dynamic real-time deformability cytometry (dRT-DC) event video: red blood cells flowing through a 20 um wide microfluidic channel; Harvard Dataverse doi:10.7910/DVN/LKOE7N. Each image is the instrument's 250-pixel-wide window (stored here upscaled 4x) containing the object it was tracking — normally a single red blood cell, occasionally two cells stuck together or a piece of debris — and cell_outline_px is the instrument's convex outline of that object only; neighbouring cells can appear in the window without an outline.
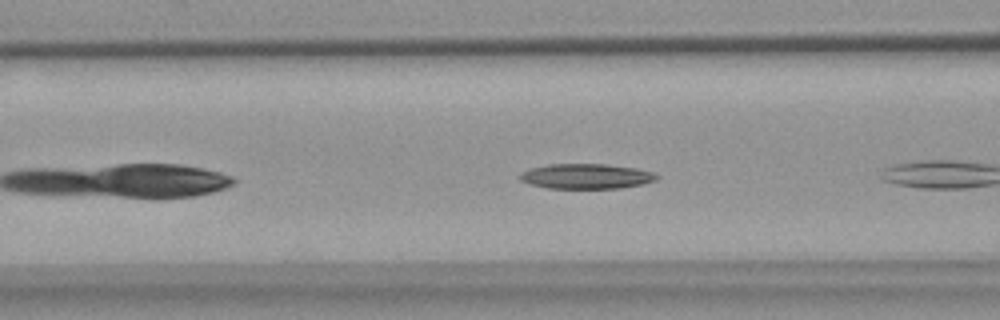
{"species": "common noctule bat (a hibernating species)", "species_latin": "Nyctalus noctula", "temperature_condition": "warm", "stored_images_in_passage": 7, "camera_frame_rate_fps": 3000, "um_per_image_px": 0.085, "animal": {"sex": "female", "body_mass_g": 18.4}, "frame": {"image": 1, "passage_image": 3, "time_ms": 3.333, "image_size_px": [1000, 320], "cell_outline_px": [[660, 176], [656, 180], [644, 184], [620, 188], [548, 188], [528, 184], [520, 180], [520, 172], [532, 168], [548, 164], [608, 164], [636, 168], [656, 172]], "centroid_in_image_um": [49.87, 14.98], "position_along_channel_um": 116.7, "area_um2": 20.17}}
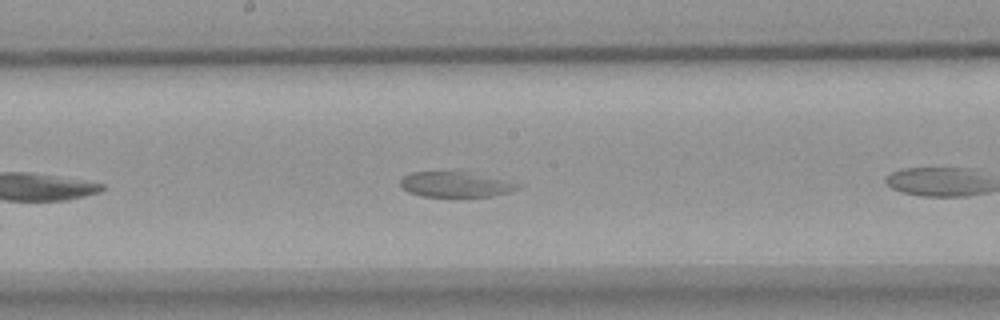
{"frame": {"image": 2, "passage_image": 6, "time_ms": 7.0, "image_size_px": [1000, 320], "cell_outline_px": [[524, 184], [520, 188], [508, 192], [492, 196], [420, 196], [408, 192], [400, 184], [400, 180], [404, 176], [412, 172], [460, 172]], "centroid_in_image_um": [38.69, 15.69], "position_along_channel_um": 209.5, "area_um2": 16.76}}